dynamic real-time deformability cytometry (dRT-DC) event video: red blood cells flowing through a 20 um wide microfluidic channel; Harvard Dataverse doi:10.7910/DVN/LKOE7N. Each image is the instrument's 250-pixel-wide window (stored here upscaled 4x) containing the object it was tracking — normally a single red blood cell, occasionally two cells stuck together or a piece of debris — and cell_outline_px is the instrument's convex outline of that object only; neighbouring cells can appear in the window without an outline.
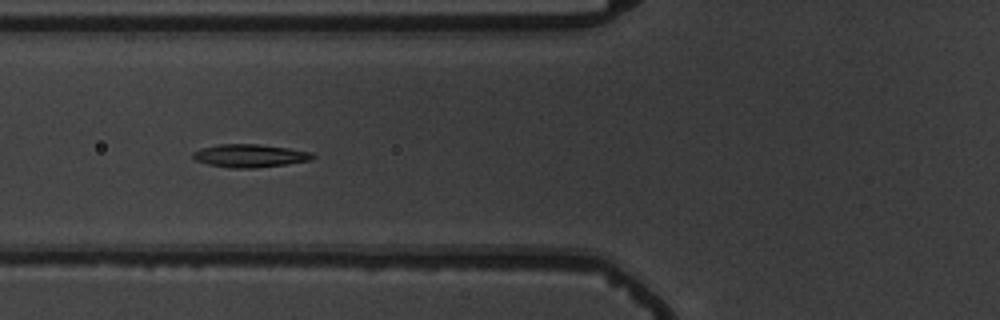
{"species": "common noctule bat (a hibernating species)", "species_latin": "Nyctalus noctula", "temperature_condition": "warm", "stored_images_in_passage": 12, "camera_frame_rate_fps": 3000, "um_per_image_px": 0.085, "animal": {"sex": "male", "body_mass_g": 19.5, "forearm_length_mm": 54.6}, "frame": {"image": 1, "passage_image": 7, "time_ms": 8.0, "image_size_px": [1000, 320], "cell_outline_px": [[316, 156], [312, 160], [288, 164], [256, 168], [232, 168], [208, 164], [196, 160], [192, 156], [192, 152], [200, 148], [220, 144], [260, 144], [288, 148], [312, 152]], "centroid_in_image_um": [21.26, 13.23], "position_along_channel_um": 104.5, "area_um2": 16.18}}
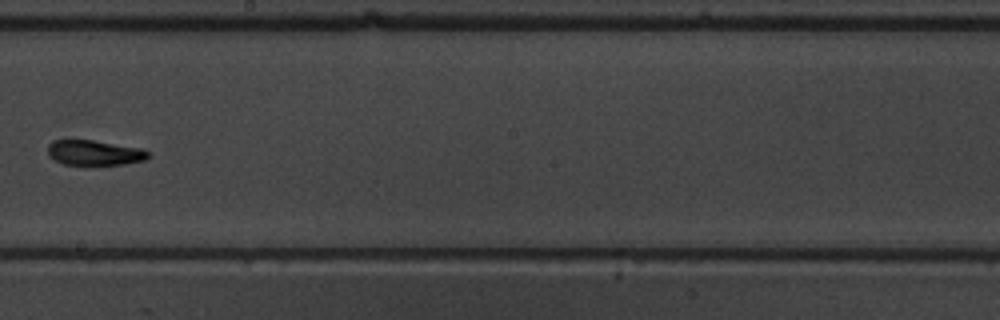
{"frame": {"image": 2, "passage_image": 10, "time_ms": 11.667, "image_size_px": [1000, 320], "cell_outline_px": [[152, 156], [144, 160], [124, 164], [64, 164], [48, 156], [48, 144], [52, 140], [92, 140], [140, 148], [148, 152]], "centroid_in_image_um": [8.02, 12.97], "position_along_channel_um": 240.2, "area_um2": 14.51}}
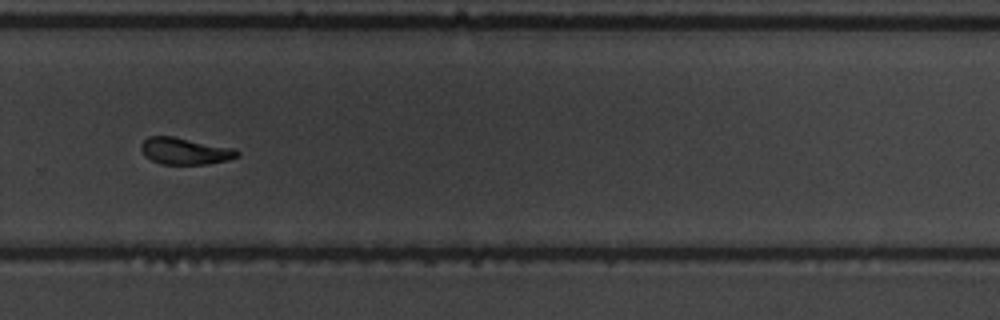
{"frame": {"image": 3, "passage_image": 12, "time_ms": 13.667, "image_size_px": [1000, 320], "cell_outline_px": [[240, 156], [228, 160], [208, 164], [160, 164], [144, 156], [140, 148], [140, 144], [148, 136], [172, 136], [236, 148], [240, 152]], "centroid_in_image_um": [15.74, 12.84], "position_along_channel_um": 314.1, "area_um2": 15.2}}